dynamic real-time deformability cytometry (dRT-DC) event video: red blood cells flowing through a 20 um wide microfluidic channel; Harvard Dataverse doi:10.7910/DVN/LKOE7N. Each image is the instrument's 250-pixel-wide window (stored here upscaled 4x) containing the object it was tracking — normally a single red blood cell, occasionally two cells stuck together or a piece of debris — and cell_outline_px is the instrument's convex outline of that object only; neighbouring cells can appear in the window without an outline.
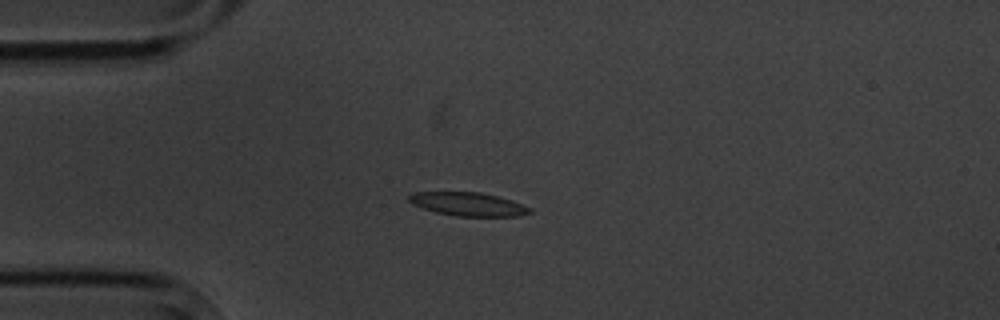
{"species": "common noctule bat (a hibernating species)", "species_latin": "Nyctalus noctula", "temperature_condition": "cold", "stored_images_in_passage": 4, "camera_frame_rate_fps": 3000, "um_per_image_px": 0.085, "animal": {"sex": "male", "body_mass_g": 20.1, "forearm_length_mm": 53.5}, "frame": {"image": 1, "passage_image": 3, "time_ms": 2.333, "image_size_px": [1000, 320], "cell_outline_px": [[532, 212], [520, 216], [456, 216], [436, 212], [412, 204], [408, 200], [408, 196], [412, 192], [480, 192], [512, 200], [532, 208]], "centroid_in_image_um": [39.8, 17.35], "position_along_channel_um": 45.2, "area_um2": 16.53}}